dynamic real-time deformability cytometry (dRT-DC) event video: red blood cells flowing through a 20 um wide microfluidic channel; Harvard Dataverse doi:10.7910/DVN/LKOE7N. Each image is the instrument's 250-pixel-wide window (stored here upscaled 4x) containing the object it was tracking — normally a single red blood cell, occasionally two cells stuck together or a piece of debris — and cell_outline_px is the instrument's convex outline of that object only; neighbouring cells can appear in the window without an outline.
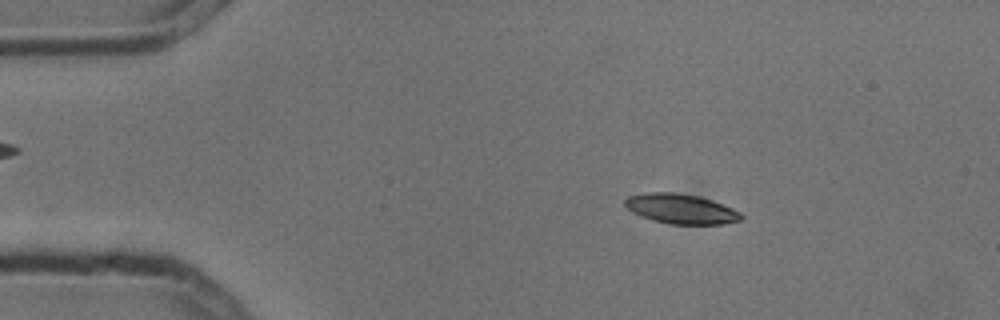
{"species": "common noctule bat (a hibernating species)", "species_latin": "Nyctalus noctula", "temperature_condition": "cold", "stored_images_in_passage": 4, "camera_frame_rate_fps": 3000, "um_per_image_px": 0.085, "animal": {"sex": "male", "body_mass_g": 13.3}, "frame": {"image": 1, "passage_image": 2, "time_ms": 0.333, "image_size_px": [1000, 320], "cell_outline_px": [[744, 216], [740, 220], [724, 224], [668, 224], [652, 220], [640, 216], [632, 212], [624, 204], [624, 200], [628, 196], [644, 192], [676, 192], [700, 196], [712, 200], [732, 208], [740, 212]], "centroid_in_image_um": [57.86, 17.74], "position_along_channel_um": 27.1, "area_um2": 20.4}}
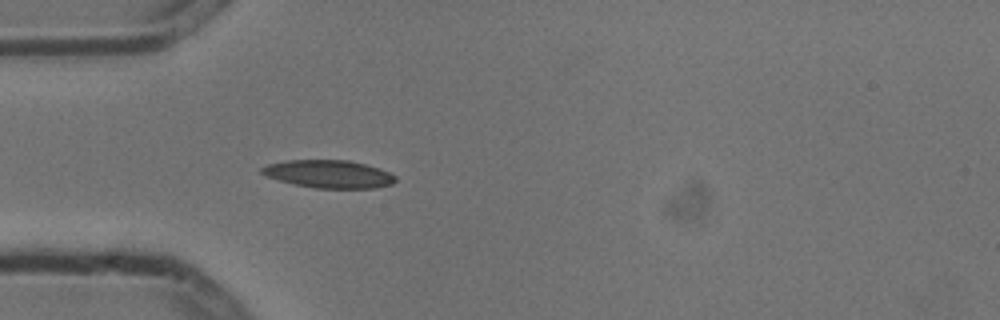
{"frame": {"image": 2, "passage_image": 4, "time_ms": 1.0, "image_size_px": [1000, 320], "cell_outline_px": [[396, 180], [392, 184], [376, 188], [316, 188], [292, 184], [268, 176], [260, 172], [260, 168], [268, 164], [288, 160], [348, 160], [364, 164], [388, 172], [396, 176]], "centroid_in_image_um": [27.94, 14.79], "position_along_channel_um": 57.1, "area_um2": 21.5}}